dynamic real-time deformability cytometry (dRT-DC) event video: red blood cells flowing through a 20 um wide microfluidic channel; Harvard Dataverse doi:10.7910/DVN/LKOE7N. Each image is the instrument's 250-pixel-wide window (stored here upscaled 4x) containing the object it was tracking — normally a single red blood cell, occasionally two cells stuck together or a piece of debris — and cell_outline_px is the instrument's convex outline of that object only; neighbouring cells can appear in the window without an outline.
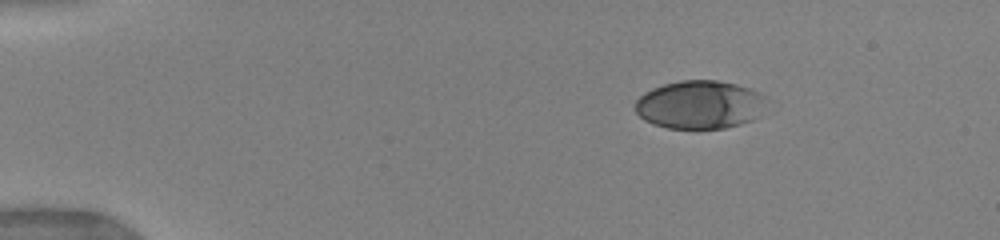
{"species": "human", "species_latin": "Homo sapiens", "temperature_condition": "warm", "stored_images_in_passage": 39, "camera_frame_rate_fps": 3000, "um_per_image_px": 0.085, "donor": {"sex": "female"}, "frame": {"image": 1, "passage_image": 1, "time_ms": 0.0, "image_size_px": [1000, 240], "cell_outline_px": [[764, 96], [752, 120], [740, 124], [724, 128], [668, 128], [652, 124], [644, 120], [636, 112], [636, 100], [644, 92], [652, 88], [664, 84], [680, 80], [716, 80], [736, 84], [760, 92]], "centroid_in_image_um": [59.38, 8.89], "position_along_channel_um": 25.6, "area_um2": 36.3}}
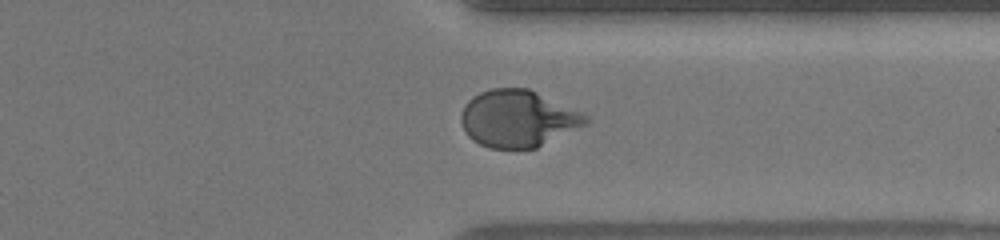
{"frame": {"image": 2, "passage_image": 29, "time_ms": 10.667, "image_size_px": [1000, 240], "cell_outline_px": [[592, 120], [588, 124], [536, 148], [488, 148], [472, 140], [468, 136], [460, 120], [460, 116], [464, 104], [472, 96], [480, 92], [492, 88], [528, 88], [584, 112]], "centroid_in_image_um": [44.05, 10.07], "position_along_channel_um": 367.3, "area_um2": 41.73}}
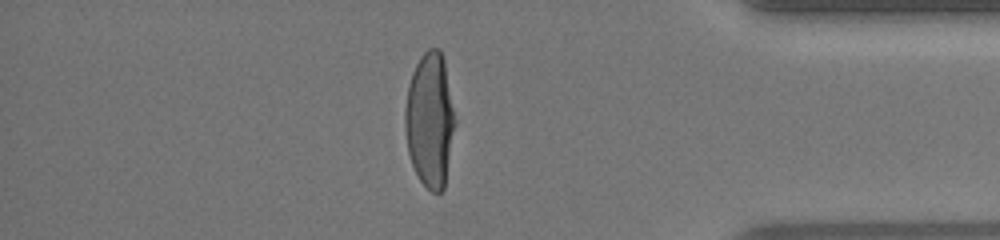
{"frame": {"image": 3, "passage_image": 33, "time_ms": 12.0, "image_size_px": [1000, 240], "cell_outline_px": [[456, 120], [444, 188], [440, 192], [432, 192], [420, 180], [412, 164], [408, 152], [404, 128], [404, 108], [408, 84], [412, 72], [420, 56], [428, 48], [440, 48], [444, 60]], "centroid_in_image_um": [36.53, 10.16], "position_along_channel_um": 398.7, "area_um2": 39.36}, "authors_computed_cell_mechanics": {"area_um2": 40.1132, "velocity_mm_per_s": 4.034, "shape_relaxation_time_tau1_ms": 3.9192, "shape_relaxation_time_tau2_ms": null, "deformation_change_tau1": 0.2139, "deformation_change_tau2": null}}